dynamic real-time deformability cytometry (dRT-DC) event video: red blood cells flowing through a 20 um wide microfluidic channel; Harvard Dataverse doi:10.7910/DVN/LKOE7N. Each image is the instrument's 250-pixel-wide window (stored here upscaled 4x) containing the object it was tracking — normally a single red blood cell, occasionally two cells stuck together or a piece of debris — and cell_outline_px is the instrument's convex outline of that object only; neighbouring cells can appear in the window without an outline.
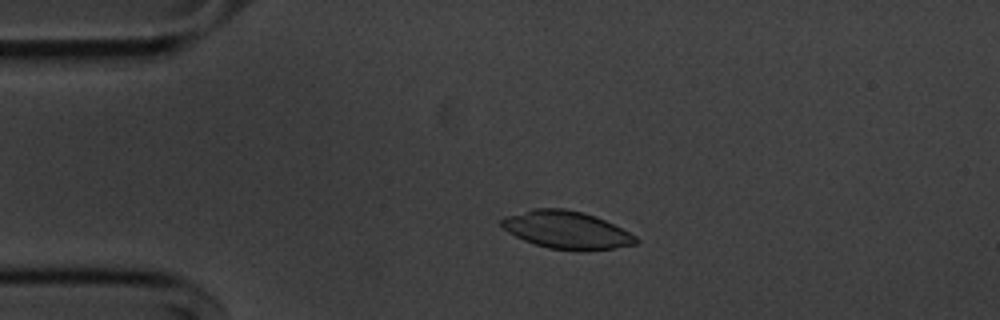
{"species": "common noctule bat (a hibernating species)", "species_latin": "Nyctalus noctula", "temperature_condition": "cold", "stored_images_in_passage": 44, "camera_frame_rate_fps": 3000, "um_per_image_px": 0.085, "animal": {"sex": "male", "body_mass_g": 20.1, "forearm_length_mm": 53.5}, "frame": {"image": 1, "passage_image": 1, "time_ms": 0.0, "image_size_px": [1000, 320], "cell_outline_px": [[640, 240], [636, 244], [612, 248], [580, 252], [576, 252], [548, 248], [524, 240], [508, 232], [500, 224], [500, 220], [504, 216], [532, 208], [564, 208], [584, 212], [596, 216], [636, 236]], "centroid_in_image_um": [48.14, 19.55], "position_along_channel_um": 36.9, "area_um2": 29.71}}
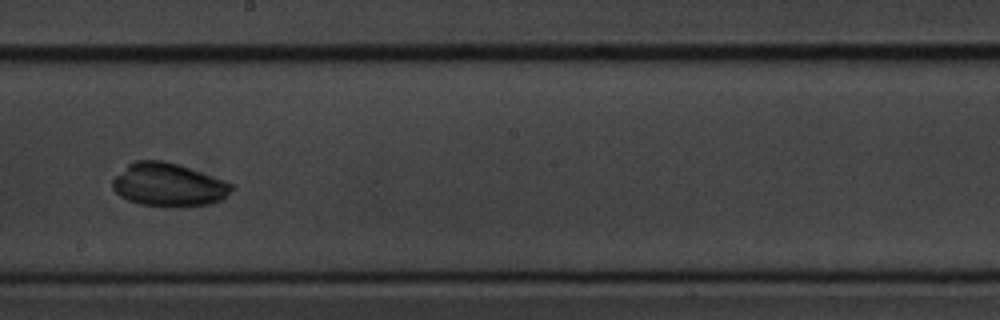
{"frame": {"image": 2, "passage_image": 20, "time_ms": 6.333, "image_size_px": [1000, 320], "cell_outline_px": [[236, 188], [220, 200], [208, 204], [140, 204], [128, 200], [120, 196], [112, 188], [112, 180], [128, 164], [136, 160], [164, 160], [236, 184]], "centroid_in_image_um": [14.32, 15.67], "position_along_channel_um": 233.9, "area_um2": 29.13}}
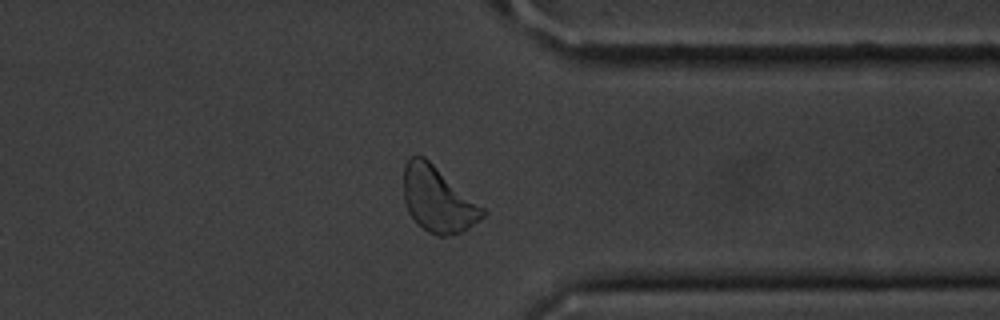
{"frame": {"image": 3, "passage_image": 32, "time_ms": 10.333, "image_size_px": [1000, 320], "cell_outline_px": [[488, 212], [484, 216], [468, 228], [460, 232], [448, 236], [440, 236], [428, 232], [416, 224], [408, 212], [404, 200], [404, 164], [412, 156], [424, 156], [484, 208]], "centroid_in_image_um": [37.2, 16.97], "position_along_channel_um": 374.2, "area_um2": 29.94}}